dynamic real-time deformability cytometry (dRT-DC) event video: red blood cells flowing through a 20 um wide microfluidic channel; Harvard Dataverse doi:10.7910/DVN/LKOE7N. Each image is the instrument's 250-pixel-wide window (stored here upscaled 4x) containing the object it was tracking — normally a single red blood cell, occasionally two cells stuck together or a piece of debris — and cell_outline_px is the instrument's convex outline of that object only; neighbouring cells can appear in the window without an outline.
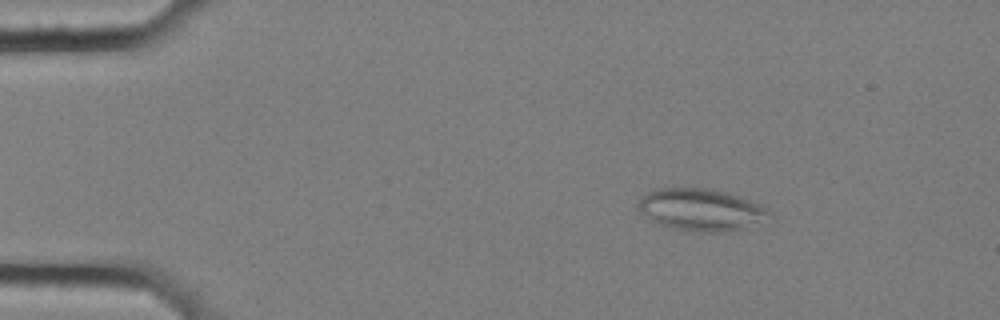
{"species": "common noctule bat (a hibernating species)", "species_latin": "Nyctalus noctula", "temperature_condition": "cold", "stored_images_in_passage": 56, "camera_frame_rate_fps": 3000, "um_per_image_px": 0.085, "animal": {"sex": "female", "body_mass_g": 25.1}, "frame": {"image": 1, "passage_image": 8, "time_ms": 2.333, "image_size_px": [1000, 320], "cell_outline_px": [[776, 220], [724, 232], [692, 232], [668, 228], [652, 220], [640, 212], [636, 208], [636, 204], [640, 196], [656, 188], [712, 188], [728, 192], [740, 196], [760, 204], [768, 208], [776, 216]], "centroid_in_image_um": [59.66, 17.83], "position_along_channel_um": 25.3, "area_um2": 33.23}}
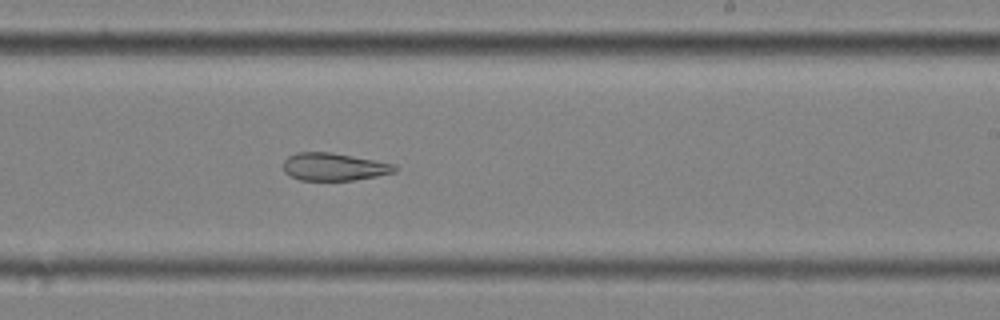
{"frame": {"image": 2, "passage_image": 34, "time_ms": 11.0, "image_size_px": [1000, 320], "cell_outline_px": [[396, 172], [376, 176], [352, 180], [300, 180], [284, 172], [284, 160], [288, 156], [296, 152], [332, 152], [376, 160], [396, 164]], "centroid_in_image_um": [28.4, 14.16], "position_along_channel_um": 260.6, "area_um2": 17.98}}
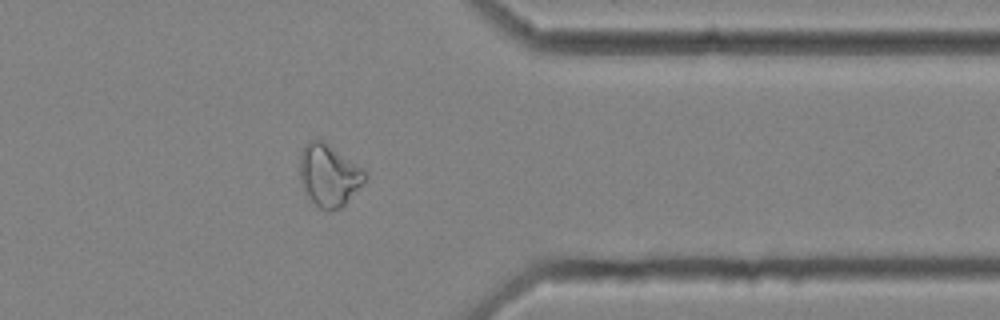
{"frame": {"image": 3, "passage_image": 45, "time_ms": 14.667, "image_size_px": [1000, 320], "cell_outline_px": [[368, 176], [344, 204], [340, 208], [328, 212], [308, 204], [300, 180], [300, 152], [308, 140], [320, 140], [328, 144], [364, 168], [368, 172]], "centroid_in_image_um": [27.92, 14.94], "position_along_channel_um": 383.5, "area_um2": 23.99}, "authors_computed_cell_mechanics": {"area_um2": 25.0852, "velocity_mm_per_s": 3.5801, "shape_relaxation_time_tau1_ms": null, "shape_relaxation_time_tau2_ms": 5.5621, "deformation_change_tau1": null, "deformation_change_tau2": 0.1552}}